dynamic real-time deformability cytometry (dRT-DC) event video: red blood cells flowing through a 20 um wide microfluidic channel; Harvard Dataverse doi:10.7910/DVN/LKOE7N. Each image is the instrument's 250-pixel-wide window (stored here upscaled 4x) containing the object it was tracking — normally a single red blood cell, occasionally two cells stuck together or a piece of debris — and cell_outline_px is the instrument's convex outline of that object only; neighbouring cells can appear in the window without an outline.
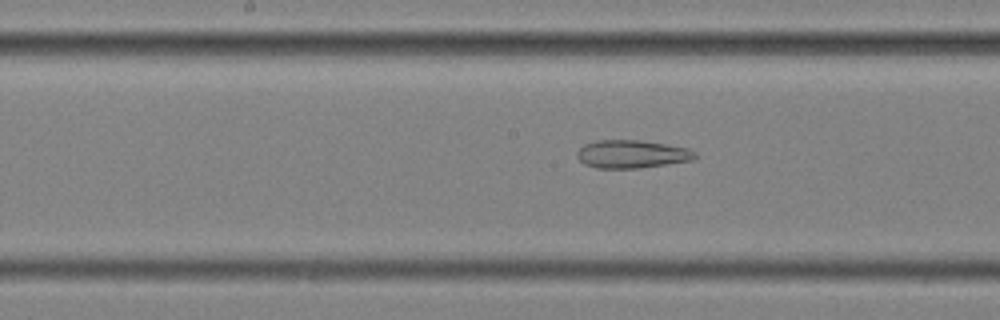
{"species": "common noctule bat (a hibernating species)", "species_latin": "Nyctalus noctula", "temperature_condition": "cold", "stored_images_in_passage": 41, "camera_frame_rate_fps": 3000, "um_per_image_px": 0.085, "animal": {"sex": "female", "body_mass_g": 25.1}, "frame": {"image": 1, "passage_image": 13, "time_ms": 4.0, "image_size_px": [1000, 320], "cell_outline_px": [[696, 156], [692, 160], [640, 168], [596, 168], [584, 164], [576, 156], [576, 152], [584, 144], [596, 140], [636, 140], [668, 144], [688, 148], [696, 152]], "centroid_in_image_um": [53.68, 13.09], "position_along_channel_um": 194.5, "area_um2": 19.31}}
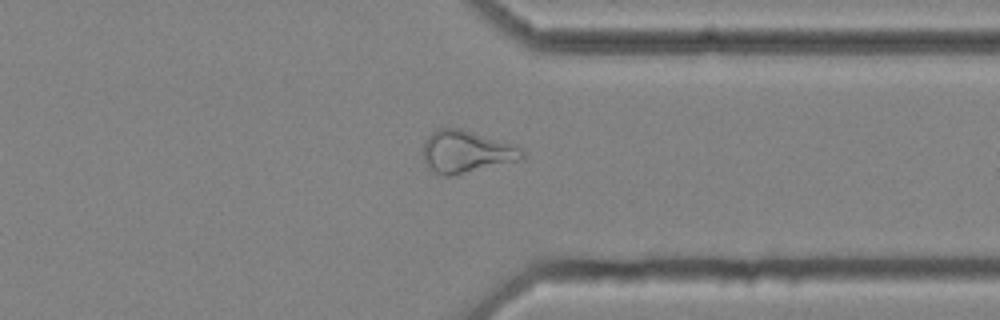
{"frame": {"image": 2, "passage_image": 28, "time_ms": 9.0, "image_size_px": [1000, 320], "cell_outline_px": [[524, 160], [452, 176], [444, 176], [436, 172], [424, 160], [424, 140], [436, 128], [460, 128], [516, 144], [524, 148]], "centroid_in_image_um": [39.72, 12.89], "position_along_channel_um": 371.7, "area_um2": 24.74}}
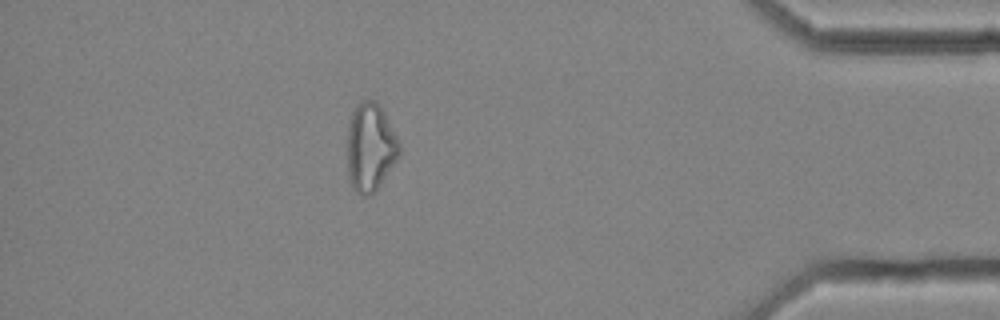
{"frame": {"image": 3, "passage_image": 34, "time_ms": 11.0, "image_size_px": [1000, 320], "cell_outline_px": [[400, 152], [396, 160], [380, 184], [368, 196], [364, 196], [356, 192], [352, 188], [348, 176], [348, 124], [352, 112], [356, 104], [364, 100], [376, 100], [384, 112], [400, 144]], "centroid_in_image_um": [31.46, 12.5], "position_along_channel_um": 403.7, "area_um2": 26.47}, "authors_computed_cell_mechanics": {"area_um2": 23.987, "velocity_mm_per_s": 3.5564, "shape_relaxation_time_tau1_ms": null, "shape_relaxation_time_tau2_ms": 3.2737, "deformation_change_tau1": null, "deformation_change_tau2": 0.1299}}